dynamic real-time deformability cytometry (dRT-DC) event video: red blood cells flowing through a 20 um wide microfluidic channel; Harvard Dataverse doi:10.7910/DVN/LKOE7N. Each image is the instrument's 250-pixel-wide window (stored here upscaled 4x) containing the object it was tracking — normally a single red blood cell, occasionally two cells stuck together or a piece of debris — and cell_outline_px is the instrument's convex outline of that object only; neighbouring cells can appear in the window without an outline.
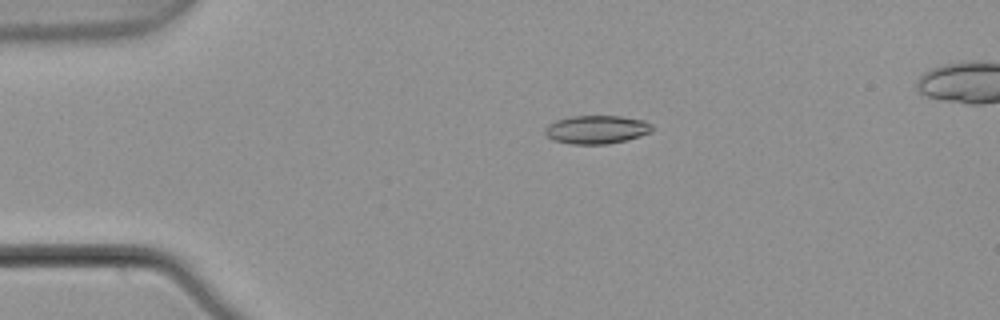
{"species": "common noctule bat (a hibernating species)", "species_latin": "Nyctalus noctula", "temperature_condition": "warm", "stored_images_in_passage": 5, "camera_frame_rate_fps": 3000, "um_per_image_px": 0.085, "animal": {"sex": "male", "body_mass_g": 21.5, "forearm_length_mm": 52.0}, "frame": {"image": 1, "passage_image": 3, "time_ms": 0.667, "image_size_px": [1000, 320], "cell_outline_px": [[652, 132], [640, 136], [608, 144], [568, 144], [552, 140], [544, 132], [544, 128], [548, 124], [556, 120], [572, 116], [620, 116], [644, 120], [652, 124]], "centroid_in_image_um": [50.69, 11.01], "position_along_channel_um": 34.3, "area_um2": 17.8}}